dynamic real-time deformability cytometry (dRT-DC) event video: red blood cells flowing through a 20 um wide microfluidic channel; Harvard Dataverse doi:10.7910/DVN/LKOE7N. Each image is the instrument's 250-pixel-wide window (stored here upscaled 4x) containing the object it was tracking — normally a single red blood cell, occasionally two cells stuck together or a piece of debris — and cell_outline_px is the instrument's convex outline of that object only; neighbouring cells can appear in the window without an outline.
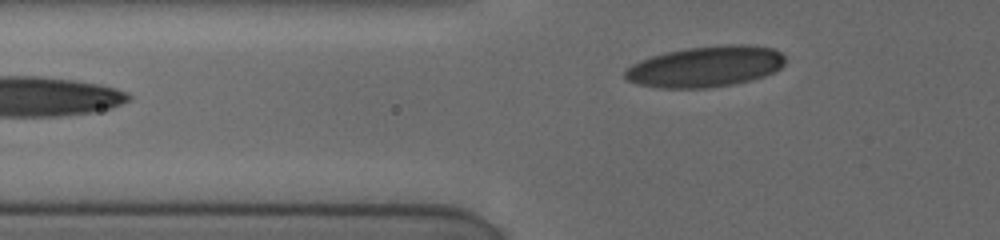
{"species": "human", "species_latin": "Homo sapiens", "temperature_condition": "cold", "stored_images_in_passage": 3, "camera_frame_rate_fps": 3000, "um_per_image_px": 0.085, "donor": {"sex": "female"}, "frame": {"image": 1, "passage_image": 3, "time_ms": 1.333, "image_size_px": [1000, 240], "cell_outline_px": [[784, 64], [776, 72], [752, 80], [732, 84], [708, 88], [660, 88], [636, 84], [628, 80], [624, 76], [624, 72], [632, 64], [640, 60], [664, 52], [688, 48], [724, 44], [752, 44], [772, 48], [780, 52], [784, 56]], "centroid_in_image_um": [59.99, 5.65], "position_along_channel_um": 65.8, "area_um2": 38.44}}